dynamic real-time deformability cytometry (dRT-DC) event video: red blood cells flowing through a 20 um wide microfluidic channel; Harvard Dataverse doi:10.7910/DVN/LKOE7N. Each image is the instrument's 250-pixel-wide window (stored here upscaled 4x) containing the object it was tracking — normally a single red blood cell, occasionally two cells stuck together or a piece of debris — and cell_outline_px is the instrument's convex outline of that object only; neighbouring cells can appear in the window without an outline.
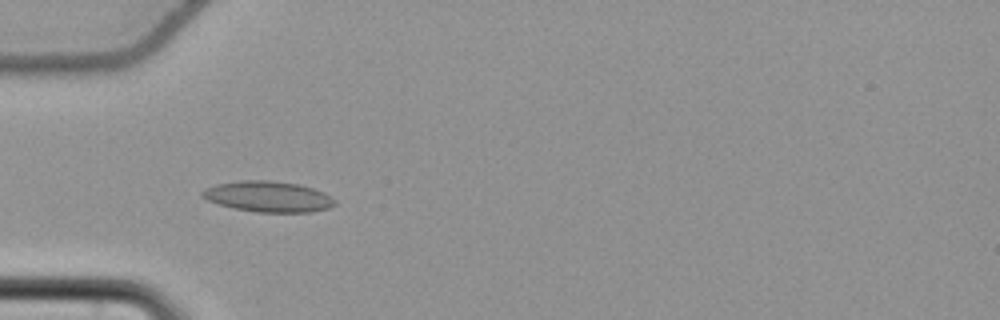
{"species": "common noctule bat (a hibernating species)", "species_latin": "Nyctalus noctula", "temperature_condition": "cold", "stored_images_in_passage": 39, "camera_frame_rate_fps": 3000, "um_per_image_px": 0.085, "animal": {"sex": "female", "body_mass_g": 22.7, "forearm_length_mm": 54.2}, "frame": {"image": 1, "passage_image": 19, "time_ms": 6.0, "image_size_px": [1000, 320], "cell_outline_px": [[336, 204], [328, 208], [312, 212], [260, 212], [232, 208], [208, 200], [200, 196], [200, 192], [204, 188], [216, 184], [240, 180], [268, 180], [300, 184], [324, 192], [336, 200]], "centroid_in_image_um": [22.79, 16.7], "position_along_channel_um": 62.2, "area_um2": 23.87}}
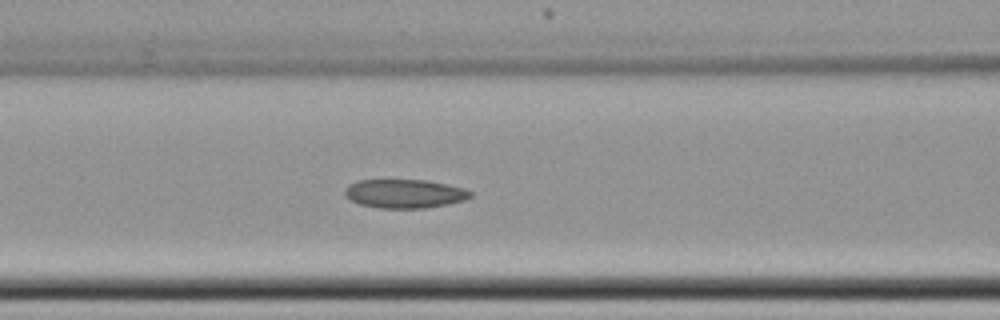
{"frame": {"image": 2, "passage_image": 25, "time_ms": 8.0, "image_size_px": [1000, 320], "cell_outline_px": [[472, 196], [464, 200], [448, 204], [424, 208], [380, 208], [360, 204], [352, 200], [344, 192], [348, 184], [356, 180], [424, 180], [464, 188], [472, 192]], "centroid_in_image_um": [34.39, 16.46], "position_along_channel_um": 132.2, "area_um2": 20.87}}
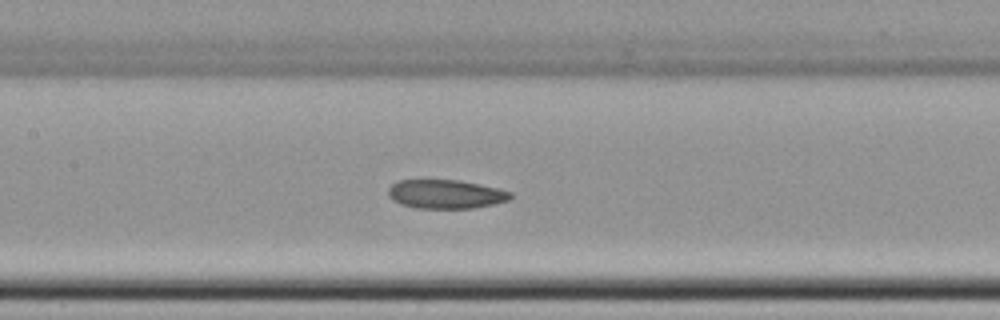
{"frame": {"image": 3, "passage_image": 28, "time_ms": 9.0, "image_size_px": [1000, 320], "cell_outline_px": [[512, 196], [508, 200], [496, 204], [476, 208], [416, 208], [400, 204], [392, 200], [388, 196], [388, 188], [396, 180], [460, 180], [480, 184], [512, 192]], "centroid_in_image_um": [37.87, 16.5], "position_along_channel_um": 169.5, "area_um2": 20.75}}